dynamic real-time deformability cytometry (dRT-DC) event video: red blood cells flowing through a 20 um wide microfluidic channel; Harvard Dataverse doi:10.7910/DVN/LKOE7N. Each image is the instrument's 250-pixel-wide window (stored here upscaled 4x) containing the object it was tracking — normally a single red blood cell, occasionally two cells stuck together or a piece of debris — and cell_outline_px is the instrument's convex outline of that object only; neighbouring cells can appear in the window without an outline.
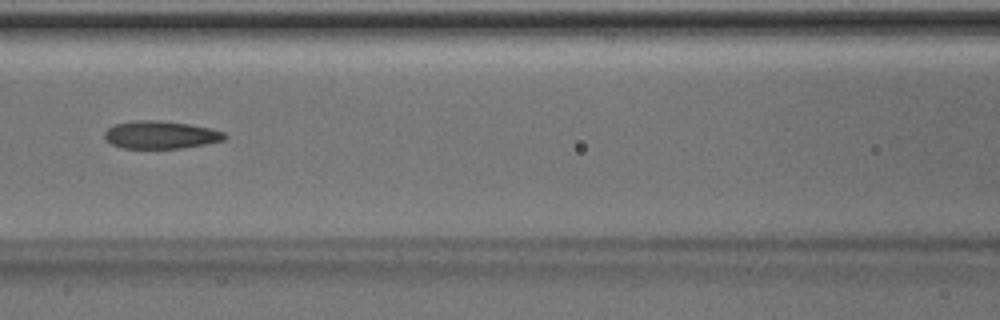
{"species": "Egyptian fruit bat (a non-hibernating species)", "species_latin": "Rousettus aegyptiacus", "temperature_condition": "room temperature", "stored_images_in_passage": 46, "camera_frame_rate_fps": 3000, "um_per_image_px": 0.085, "animal": {"sex": "male"}, "frame": {"image": 1, "passage_image": 20, "time_ms": 6.333, "image_size_px": [1000, 320], "cell_outline_px": [[228, 136], [224, 140], [184, 148], [120, 148], [112, 144], [104, 136], [104, 132], [108, 128], [116, 124], [136, 120], [156, 120], [188, 124], [208, 128], [224, 132]], "centroid_in_image_um": [13.65, 11.46], "position_along_channel_um": 152.9, "area_um2": 19.25}}
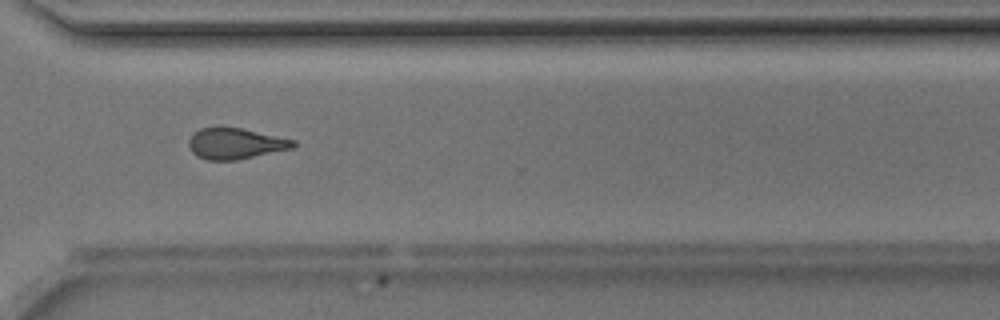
{"frame": {"image": 2, "passage_image": 34, "time_ms": 11.0, "image_size_px": [1000, 320], "cell_outline_px": [[296, 148], [236, 160], [208, 160], [196, 156], [192, 152], [188, 144], [188, 140], [200, 128], [220, 124], [240, 128], [296, 140]], "centroid_in_image_um": [20.01, 12.18], "position_along_channel_um": 350.6, "area_um2": 19.31}}
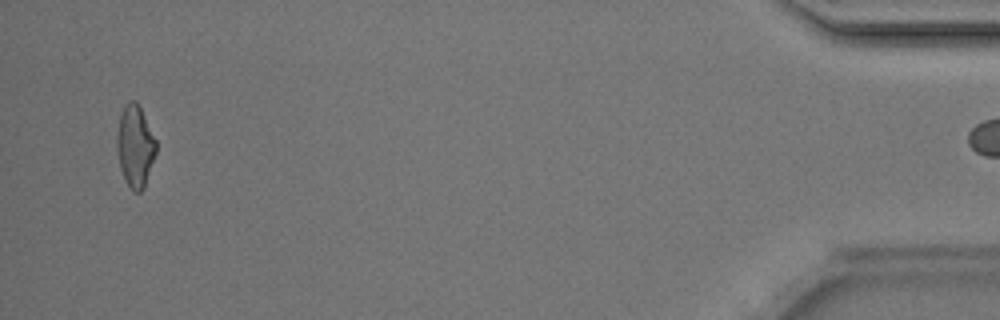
{"frame": {"image": 3, "passage_image": 45, "time_ms": 14.667, "image_size_px": [1000, 320], "cell_outline_px": [[156, 152], [144, 188], [140, 192], [132, 192], [128, 188], [120, 168], [116, 148], [116, 136], [120, 116], [124, 104], [128, 100], [136, 100], [140, 104], [156, 140]], "centroid_in_image_um": [11.47, 12.4], "position_along_channel_um": 423.7, "area_um2": 19.07}}